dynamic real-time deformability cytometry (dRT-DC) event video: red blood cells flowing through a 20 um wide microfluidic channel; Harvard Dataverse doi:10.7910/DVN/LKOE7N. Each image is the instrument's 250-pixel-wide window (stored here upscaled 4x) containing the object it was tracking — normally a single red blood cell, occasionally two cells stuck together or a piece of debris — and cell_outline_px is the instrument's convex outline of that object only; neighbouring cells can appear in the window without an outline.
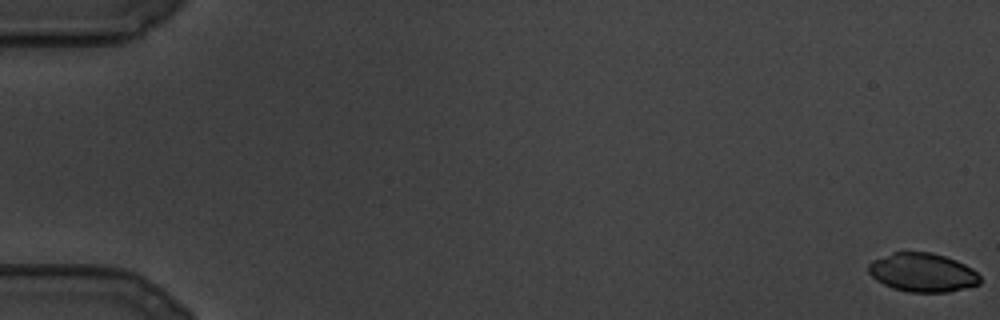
{"species": "common noctule bat (a hibernating species)", "species_latin": "Nyctalus noctula", "temperature_condition": "cold", "stored_images_in_passage": 30, "camera_frame_rate_fps": 3000, "um_per_image_px": 0.085, "animal": {"sex": "male", "body_mass_g": 19.5, "forearm_length_mm": 54.6}, "frame": {"image": 1, "passage_image": 1, "time_ms": 0.0, "image_size_px": [1000, 320], "cell_outline_px": [[980, 284], [948, 292], [908, 292], [892, 288], [876, 280], [868, 272], [868, 264], [872, 260], [892, 252], [932, 252], [956, 260], [972, 268], [980, 276]], "centroid_in_image_um": [78.4, 23.16], "position_along_channel_um": 6.6, "area_um2": 25.26}}